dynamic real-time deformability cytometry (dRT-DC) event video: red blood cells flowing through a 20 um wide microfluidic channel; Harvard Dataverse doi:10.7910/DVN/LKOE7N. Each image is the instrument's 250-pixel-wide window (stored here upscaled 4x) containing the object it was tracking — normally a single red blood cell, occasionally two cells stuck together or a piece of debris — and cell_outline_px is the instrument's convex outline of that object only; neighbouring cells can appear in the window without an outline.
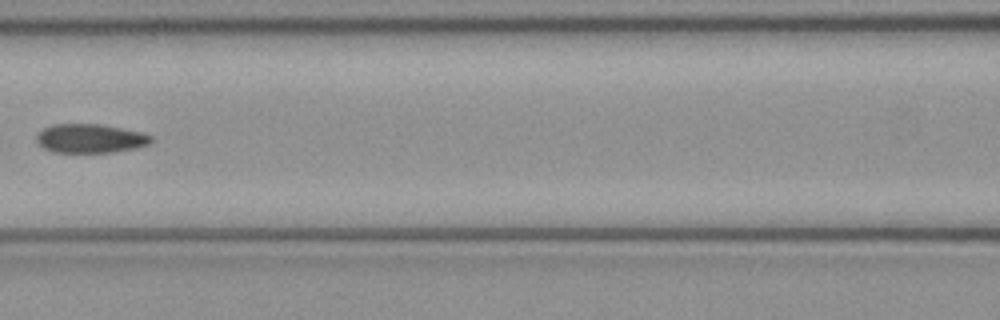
{"species": "common noctule bat (a hibernating species)", "species_latin": "Nyctalus noctula", "temperature_condition": "cold", "stored_images_in_passage": 6, "camera_frame_rate_fps": 3000, "um_per_image_px": 0.085, "animal": {"sex": "female", "body_mass_g": 21.9}, "frame": {"image": 1, "passage_image": 5, "time_ms": 1.333, "image_size_px": [1000, 320], "cell_outline_px": [[152, 144], [136, 148], [112, 152], [52, 152], [44, 148], [36, 140], [36, 136], [44, 128], [52, 124], [100, 124], [144, 132], [152, 136]], "centroid_in_image_um": [7.72, 11.76], "position_along_channel_um": 158.9, "area_um2": 19.42}}
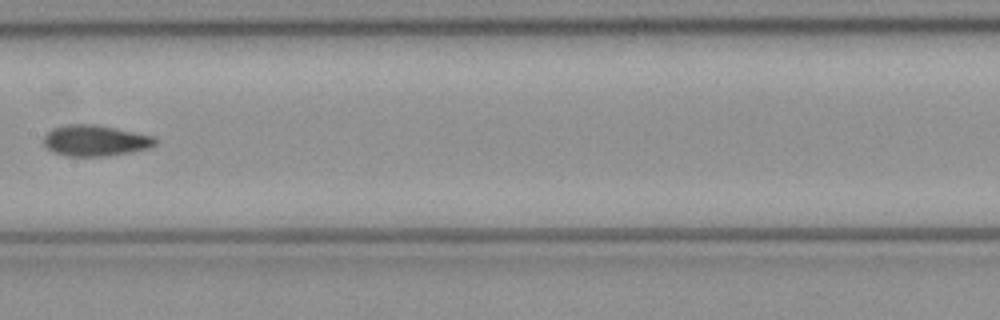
{"frame": {"image": 2, "passage_image": 6, "time_ms": 1.667, "image_size_px": [1000, 320], "cell_outline_px": [[156, 144], [148, 148], [132, 152], [108, 156], [64, 156], [52, 152], [44, 148], [44, 136], [52, 128], [68, 124], [92, 124], [152, 136], [156, 140]], "centroid_in_image_um": [8.03, 11.97], "position_along_channel_um": 199.4, "area_um2": 20.06}}